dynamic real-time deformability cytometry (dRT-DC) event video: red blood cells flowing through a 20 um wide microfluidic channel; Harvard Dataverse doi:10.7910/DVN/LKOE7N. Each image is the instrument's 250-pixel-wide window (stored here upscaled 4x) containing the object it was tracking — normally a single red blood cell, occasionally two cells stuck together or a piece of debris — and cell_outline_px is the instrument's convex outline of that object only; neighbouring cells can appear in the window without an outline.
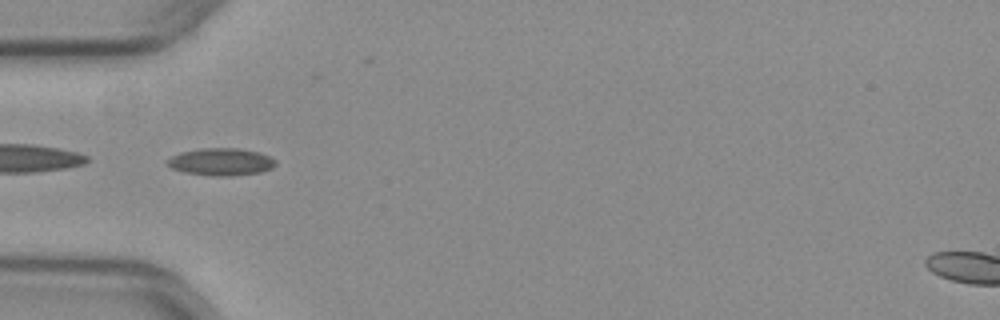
{"species": "common noctule bat (a hibernating species)", "species_latin": "Nyctalus noctula", "temperature_condition": "warm", "stored_images_in_passage": 42, "segment_of_instrument_passage": [2, 2], "camera_frame_rate_fps": 3000, "um_per_image_px": 0.085, "animal": {"sex": "female", "body_mass_g": 29.2, "forearm_length_mm": 56.3}, "frame": {"image": 1, "passage_image": 7, "time_ms": 2.0, "image_size_px": [1000, 320], "cell_outline_px": [[276, 164], [272, 168], [260, 172], [232, 176], [212, 176], [184, 172], [172, 168], [168, 164], [168, 160], [172, 156], [180, 152], [200, 148], [236, 148], [260, 152], [276, 160]], "centroid_in_image_um": [18.81, 13.75], "position_along_channel_um": 66.2, "area_um2": 17.22}}
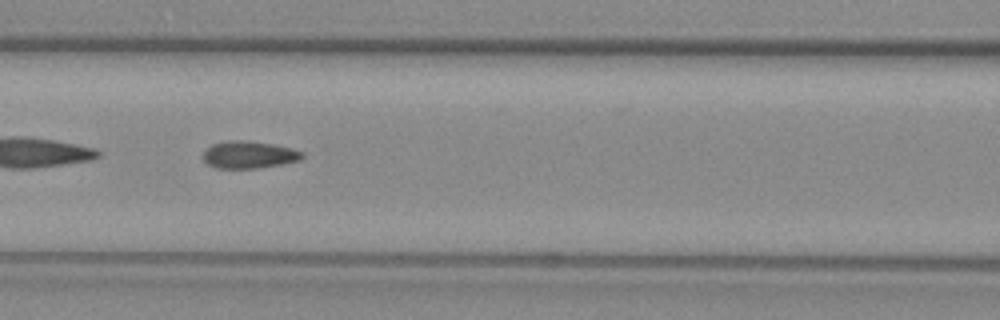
{"frame": {"image": 2, "passage_image": 13, "time_ms": 4.0, "image_size_px": [1000, 320], "cell_outline_px": [[304, 156], [300, 160], [280, 164], [256, 168], [216, 168], [208, 164], [200, 156], [212, 144], [228, 140], [248, 140], [272, 144], [292, 148], [304, 152]], "centroid_in_image_um": [21.15, 13.14], "position_along_channel_um": 145.5, "area_um2": 15.78}}
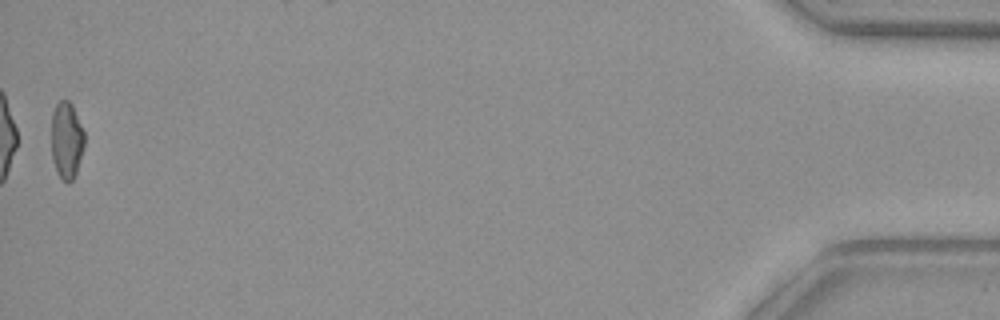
{"frame": {"image": 3, "passage_image": 42, "time_ms": 13.667, "image_size_px": [1000, 320], "cell_outline_px": [[84, 144], [76, 172], [72, 180], [68, 184], [60, 180], [56, 172], [52, 160], [52, 112], [56, 104], [60, 100], [68, 100], [72, 104], [84, 132]], "centroid_in_image_um": [5.64, 11.95], "position_along_channel_um": 429.6, "area_um2": 14.85}}